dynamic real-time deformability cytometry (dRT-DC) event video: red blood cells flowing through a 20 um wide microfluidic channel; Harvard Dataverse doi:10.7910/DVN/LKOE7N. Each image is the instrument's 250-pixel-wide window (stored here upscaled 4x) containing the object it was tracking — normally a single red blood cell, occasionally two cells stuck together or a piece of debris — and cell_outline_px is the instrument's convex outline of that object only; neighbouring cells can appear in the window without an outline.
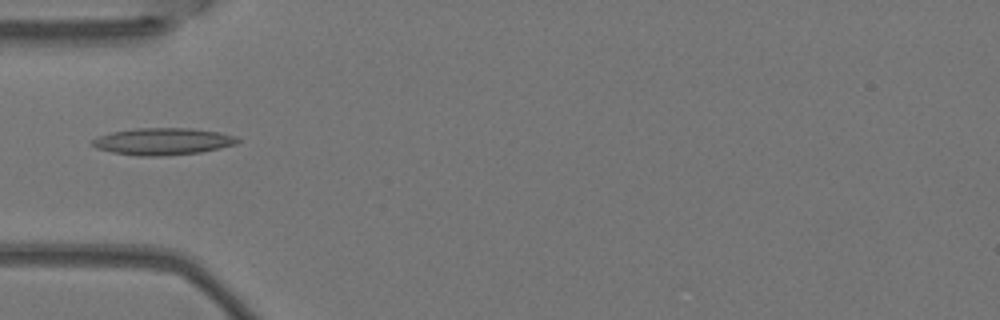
{"species": "Egyptian fruit bat (a non-hibernating species)", "species_latin": "Rousettus aegyptiacus", "temperature_condition": "warm", "stored_images_in_passage": 6, "camera_frame_rate_fps": 3000, "um_per_image_px": 0.085, "animal": {"sex": "female"}, "frame": {"image": 1, "passage_image": 3, "time_ms": 0.667, "image_size_px": [1000, 320], "cell_outline_px": [[240, 140], [236, 144], [220, 148], [200, 152], [164, 156], [136, 156], [112, 152], [96, 148], [92, 144], [92, 140], [100, 136], [112, 132], [136, 128], [188, 128], [220, 132], [236, 136]], "centroid_in_image_um": [13.86, 12.02], "position_along_channel_um": 71.1, "area_um2": 22.77}}
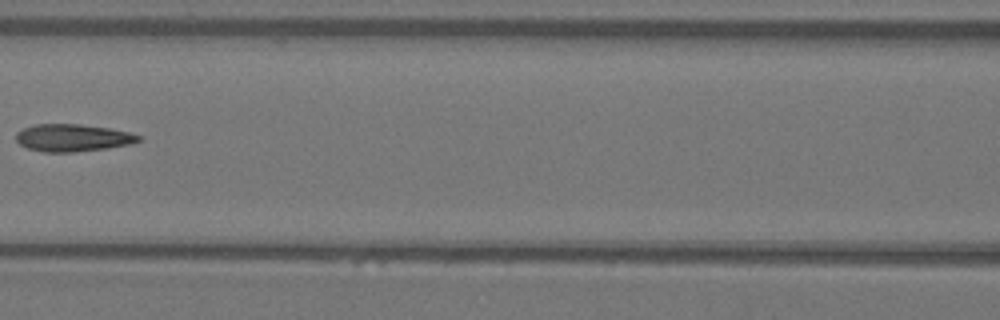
{"frame": {"image": 2, "passage_image": 5, "time_ms": 1.333, "image_size_px": [1000, 320], "cell_outline_px": [[140, 140], [132, 144], [108, 148], [72, 152], [44, 152], [28, 148], [20, 144], [16, 140], [16, 132], [24, 128], [36, 124], [80, 124], [108, 128], [128, 132], [140, 136]], "centroid_in_image_um": [6.17, 11.71], "position_along_channel_um": 160.4, "area_um2": 19.42}}
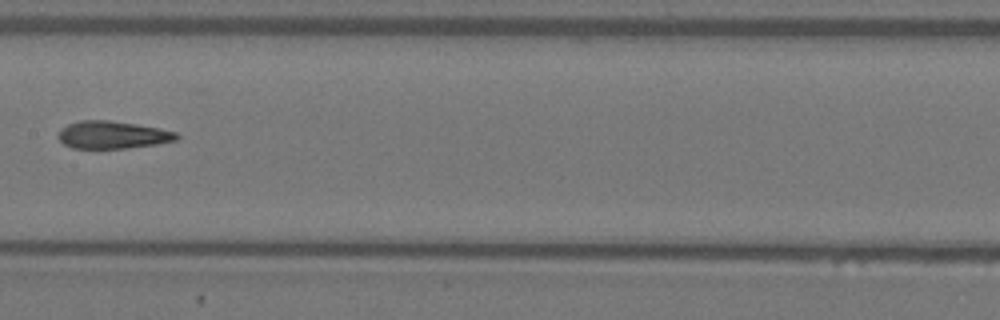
{"frame": {"image": 3, "passage_image": 6, "time_ms": 1.667, "image_size_px": [1000, 320], "cell_outline_px": [[180, 136], [176, 140], [156, 144], [128, 148], [72, 148], [64, 144], [60, 140], [60, 128], [68, 124], [80, 120], [108, 120], [136, 124], [160, 128], [176, 132]], "centroid_in_image_um": [9.58, 11.46], "position_along_channel_um": 197.8, "area_um2": 18.9}}